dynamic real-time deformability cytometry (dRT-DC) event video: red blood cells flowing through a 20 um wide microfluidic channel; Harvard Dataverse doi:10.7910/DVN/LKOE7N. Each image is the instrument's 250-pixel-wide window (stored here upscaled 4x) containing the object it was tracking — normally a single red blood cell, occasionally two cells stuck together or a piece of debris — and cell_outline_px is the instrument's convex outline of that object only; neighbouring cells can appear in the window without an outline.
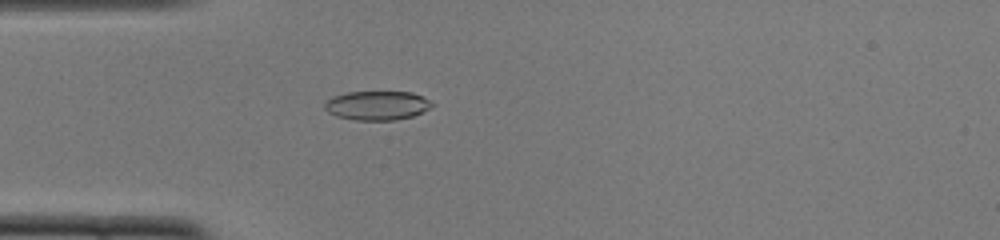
{"species": "common noctule bat (a hibernating species)", "species_latin": "Nyctalus noctula", "temperature_condition": "cold", "stored_images_in_passage": 52, "camera_frame_rate_fps": 3000, "um_per_image_px": 0.085, "animal": {"sex": "female", "body_mass_g": 22.0, "forearm_length_mm": 56.7}, "frame": {"image": 1, "passage_image": 15, "time_ms": 4.667, "image_size_px": [1000, 240], "cell_outline_px": [[436, 104], [412, 116], [396, 120], [356, 120], [336, 116], [328, 112], [324, 108], [324, 104], [332, 96], [348, 92], [412, 92]], "centroid_in_image_um": [32.02, 8.96], "position_along_channel_um": 53.0, "area_um2": 18.03}}
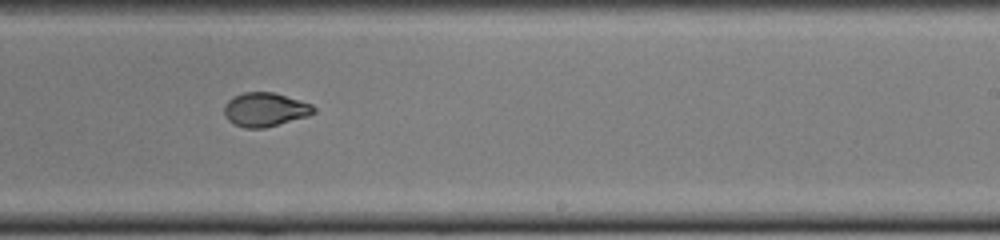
{"frame": {"image": 2, "passage_image": 32, "time_ms": 10.333, "image_size_px": [1000, 240], "cell_outline_px": [[316, 112], [308, 116], [264, 128], [244, 128], [228, 120], [224, 112], [224, 104], [232, 96], [244, 92], [272, 92], [300, 100], [312, 104], [316, 108]], "centroid_in_image_um": [22.53, 9.3], "position_along_channel_um": 266.5, "area_um2": 17.69}}
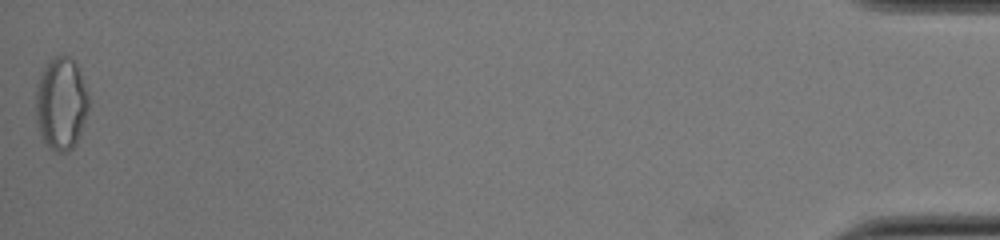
{"frame": {"image": 3, "passage_image": 52, "time_ms": 17.0, "image_size_px": [1000, 240], "cell_outline_px": [[88, 108], [76, 144], [68, 152], [56, 152], [48, 148], [40, 136], [36, 120], [36, 84], [40, 72], [60, 52], [68, 56], [76, 64], [80, 72], [88, 92]], "centroid_in_image_um": [5.17, 8.82], "position_along_channel_um": 430.0, "area_um2": 28.73}, "authors_computed_cell_mechanics": {"area_um2": 18.496, "velocity_mm_per_s": 3.883, "shape_relaxation_time_tau1_ms": 7.7921, "shape_relaxation_time_tau2_ms": 1.0708, "deformation_change_tau1": 0.203, "deformation_change_tau2": 0.0536}}